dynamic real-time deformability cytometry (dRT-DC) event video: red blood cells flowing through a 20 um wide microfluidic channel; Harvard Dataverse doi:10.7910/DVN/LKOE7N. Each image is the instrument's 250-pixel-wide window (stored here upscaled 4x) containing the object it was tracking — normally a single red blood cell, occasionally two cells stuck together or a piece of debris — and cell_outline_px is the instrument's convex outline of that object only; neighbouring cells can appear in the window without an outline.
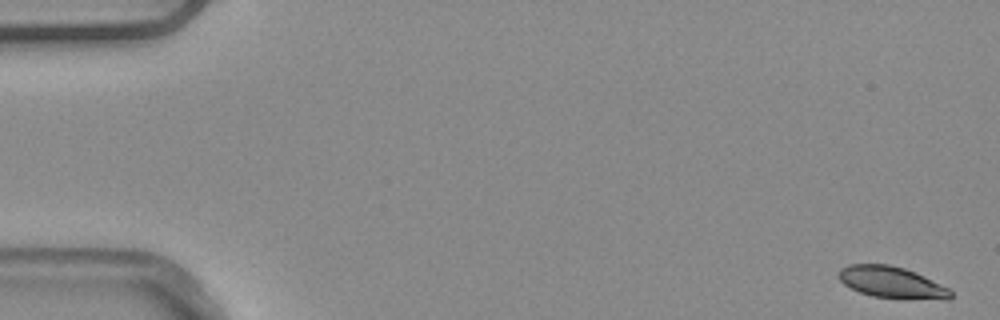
{"species": "common noctule bat (a hibernating species)", "species_latin": "Nyctalus noctula", "temperature_condition": "warm", "stored_images_in_passage": 4, "camera_frame_rate_fps": 3000, "um_per_image_px": 0.085, "animal": {"sex": "male", "body_mass_g": 20.4}, "frame": {"image": 1, "passage_image": 1, "time_ms": 0.0, "image_size_px": [1000, 320], "cell_outline_px": [[952, 296], [948, 300], [944, 300], [872, 296], [860, 292], [844, 284], [836, 276], [836, 272], [840, 268], [848, 264], [888, 264], [904, 268], [916, 272], [948, 288], [952, 292]], "centroid_in_image_um": [75.76, 23.98], "position_along_channel_um": 9.2, "area_um2": 20.52}}
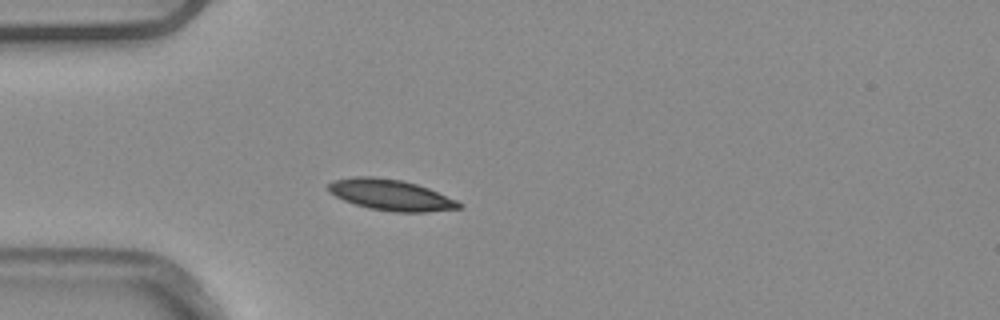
{"frame": {"image": 2, "passage_image": 4, "time_ms": 1.0, "image_size_px": [1000, 320], "cell_outline_px": [[464, 208], [428, 212], [392, 212], [368, 208], [344, 200], [328, 192], [328, 184], [332, 180], [356, 176], [372, 176], [400, 180], [416, 184], [428, 188], [456, 200], [464, 204]], "centroid_in_image_um": [33.23, 16.58], "position_along_channel_um": 51.8, "area_um2": 23.64}}